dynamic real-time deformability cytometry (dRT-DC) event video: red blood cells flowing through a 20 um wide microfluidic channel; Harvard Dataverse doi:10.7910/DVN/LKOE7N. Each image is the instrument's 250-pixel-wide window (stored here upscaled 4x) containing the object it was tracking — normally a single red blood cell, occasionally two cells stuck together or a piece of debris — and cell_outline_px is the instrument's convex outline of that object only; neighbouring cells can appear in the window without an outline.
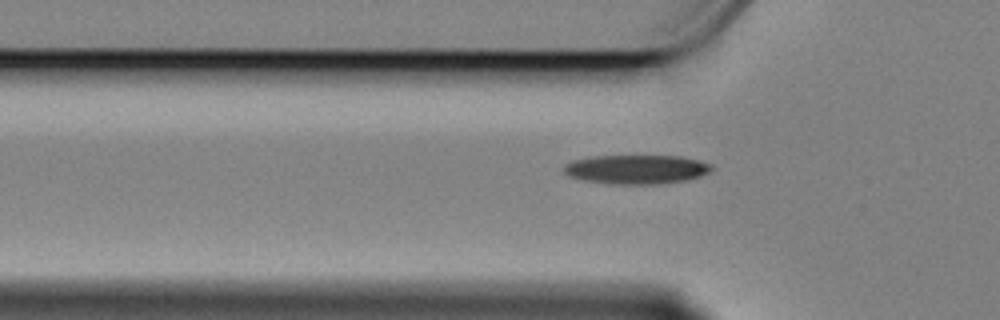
{"species": "Egyptian fruit bat (a non-hibernating species)", "species_latin": "Rousettus aegyptiacus", "temperature_condition": "cold", "stored_images_in_passage": 38, "camera_frame_rate_fps": 3000, "um_per_image_px": 0.085, "animal": {"sex": "female"}, "frame": {"image": 1, "passage_image": 3, "time_ms": 0.667, "image_size_px": [1000, 320], "cell_outline_px": [[712, 168], [708, 172], [700, 176], [684, 180], [656, 184], [612, 184], [584, 180], [568, 176], [564, 172], [564, 164], [572, 160], [592, 156], [680, 156], [700, 160], [712, 164]], "centroid_in_image_um": [54.07, 14.38], "position_along_channel_um": 71.7, "area_um2": 25.03}}
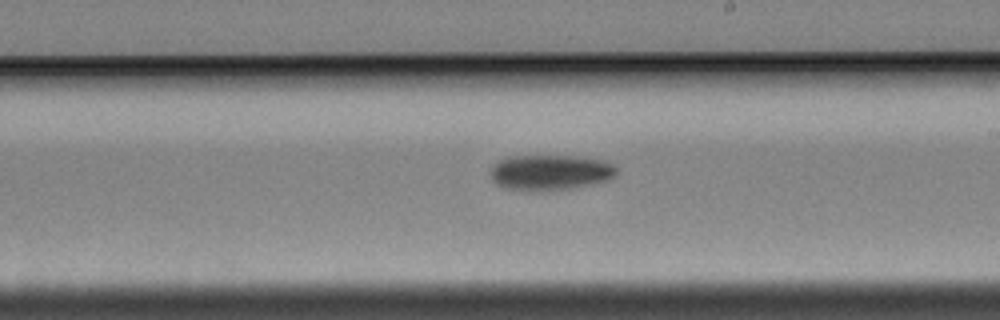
{"frame": {"image": 2, "passage_image": 18, "time_ms": 5.667, "image_size_px": [1000, 320], "cell_outline_px": [[616, 172], [612, 176], [604, 180], [572, 188], [536, 192], [504, 188], [496, 184], [492, 180], [492, 164], [496, 160], [508, 156], [580, 156], [600, 160], [612, 164], [616, 168]], "centroid_in_image_um": [46.67, 14.65], "position_along_channel_um": 242.3, "area_um2": 26.01}}
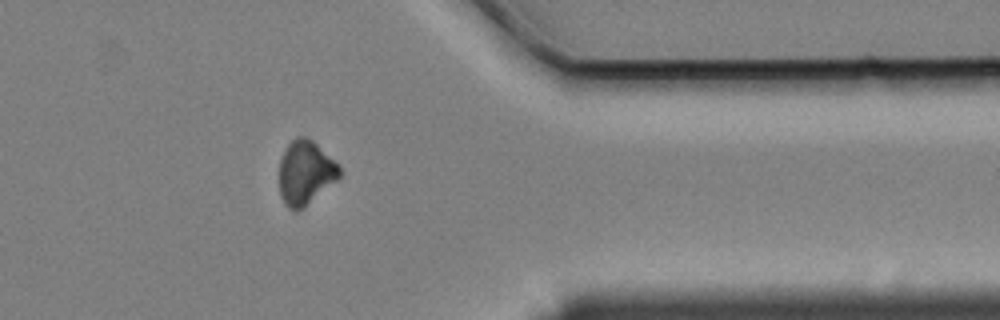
{"frame": {"image": 3, "passage_image": 32, "time_ms": 10.333, "image_size_px": [1000, 320], "cell_outline_px": [[340, 176], [336, 180], [304, 208], [296, 212], [288, 208], [284, 204], [280, 196], [280, 160], [288, 144], [296, 136], [304, 136], [312, 140], [340, 168]], "centroid_in_image_um": [25.92, 14.71], "position_along_channel_um": 385.5, "area_um2": 22.14}}